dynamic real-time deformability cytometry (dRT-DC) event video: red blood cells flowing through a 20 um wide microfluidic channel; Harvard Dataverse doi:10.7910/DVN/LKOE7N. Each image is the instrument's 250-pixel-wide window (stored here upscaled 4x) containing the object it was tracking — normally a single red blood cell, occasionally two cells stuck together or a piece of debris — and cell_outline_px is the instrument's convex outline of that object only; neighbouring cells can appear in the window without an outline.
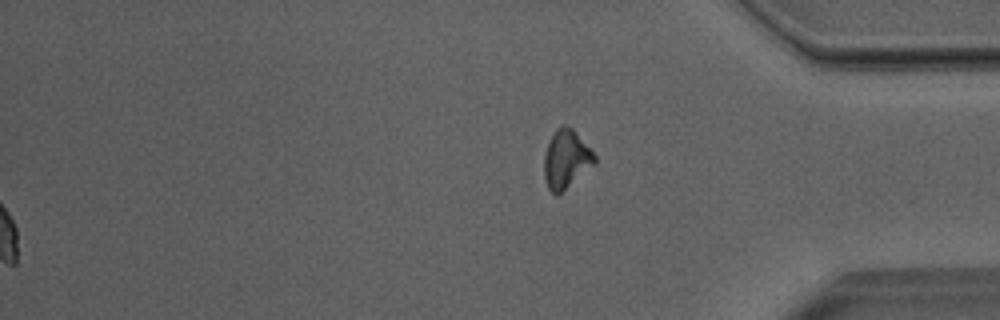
{"species": "Egyptian fruit bat (a non-hibernating species)", "species_latin": "Rousettus aegyptiacus", "temperature_condition": "room temperature", "stored_images_in_passage": 54, "segment_of_instrument_passage": [2, 2], "camera_frame_rate_fps": 3000, "um_per_image_px": 0.085, "animal": {"sex": "male"}, "frame": {"image": 1, "passage_image": 54, "time_ms": 17.667, "image_size_px": [1000, 320], "cell_outline_px": [[596, 160], [592, 164], [556, 196], [548, 188], [544, 176], [544, 156], [548, 144], [556, 128], [560, 124], [564, 124], [572, 128], [596, 156]], "centroid_in_image_um": [48.08, 13.49], "position_along_channel_um": 387.1, "area_um2": 16.53}}